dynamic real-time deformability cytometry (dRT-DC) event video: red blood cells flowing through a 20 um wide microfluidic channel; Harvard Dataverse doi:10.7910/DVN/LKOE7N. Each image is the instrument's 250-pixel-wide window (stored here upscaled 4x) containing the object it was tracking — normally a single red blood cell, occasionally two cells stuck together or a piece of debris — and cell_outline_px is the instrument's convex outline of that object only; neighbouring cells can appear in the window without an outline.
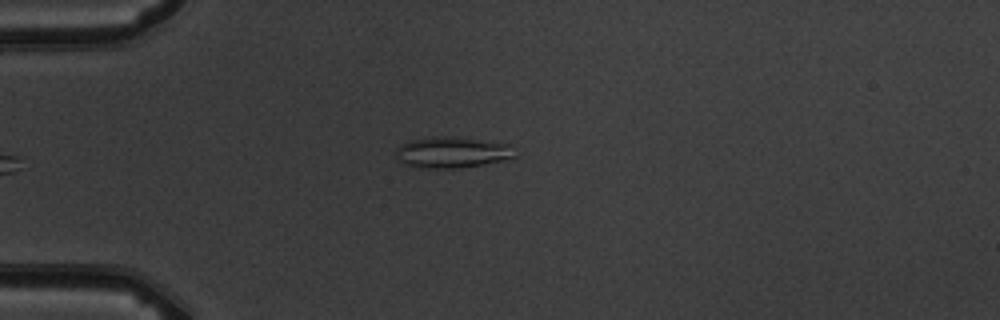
{"species": "common noctule bat (a hibernating species)", "species_latin": "Nyctalus noctula", "temperature_condition": "warm", "stored_images_in_passage": 6, "segment_of_instrument_passage": [2, 2], "camera_frame_rate_fps": 3000, "um_per_image_px": 0.085, "animal": {"sex": "male", "body_mass_g": 19.5, "forearm_length_mm": 54.6}, "frame": {"image": 1, "passage_image": 6, "time_ms": 5.667, "image_size_px": [1000, 320], "cell_outline_px": [[516, 156], [508, 160], [460, 168], [420, 168], [404, 164], [396, 160], [396, 148], [400, 144], [408, 140], [436, 136], [452, 136], [508, 144]], "centroid_in_image_um": [38.36, 12.96], "position_along_channel_um": 46.6, "area_um2": 21.73}}